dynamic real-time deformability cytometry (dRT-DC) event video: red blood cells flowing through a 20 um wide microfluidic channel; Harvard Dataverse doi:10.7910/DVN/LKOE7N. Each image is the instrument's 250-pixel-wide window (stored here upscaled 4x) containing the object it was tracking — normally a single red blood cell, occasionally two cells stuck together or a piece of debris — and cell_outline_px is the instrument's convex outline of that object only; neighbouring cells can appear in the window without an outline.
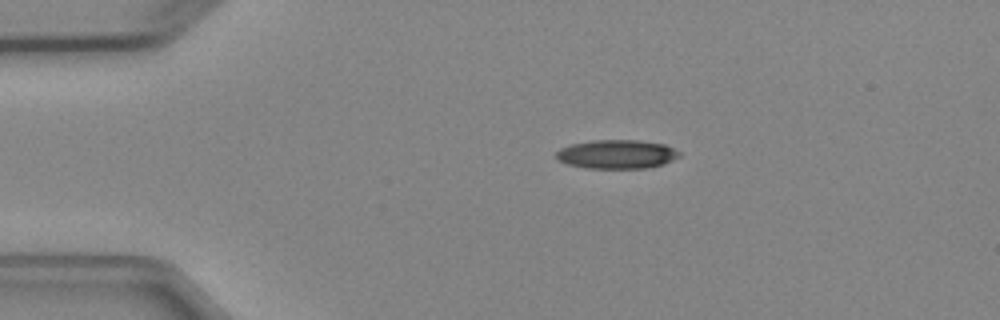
{"species": "Egyptian fruit bat (a non-hibernating species)", "species_latin": "Rousettus aegyptiacus", "temperature_condition": "cold", "stored_images_in_passage": 2, "camera_frame_rate_fps": 3000, "um_per_image_px": 0.085, "animal": {"sex": "female"}, "frame": {"image": 1, "passage_image": 1, "time_ms": 0.0, "image_size_px": [1000, 320], "cell_outline_px": [[680, 156], [664, 164], [648, 168], [584, 168], [568, 164], [556, 160], [556, 152], [560, 148], [568, 144], [592, 140], [640, 140], [664, 144], [680, 152]], "centroid_in_image_um": [52.39, 13.1], "position_along_channel_um": 32.6, "area_um2": 20.92}}